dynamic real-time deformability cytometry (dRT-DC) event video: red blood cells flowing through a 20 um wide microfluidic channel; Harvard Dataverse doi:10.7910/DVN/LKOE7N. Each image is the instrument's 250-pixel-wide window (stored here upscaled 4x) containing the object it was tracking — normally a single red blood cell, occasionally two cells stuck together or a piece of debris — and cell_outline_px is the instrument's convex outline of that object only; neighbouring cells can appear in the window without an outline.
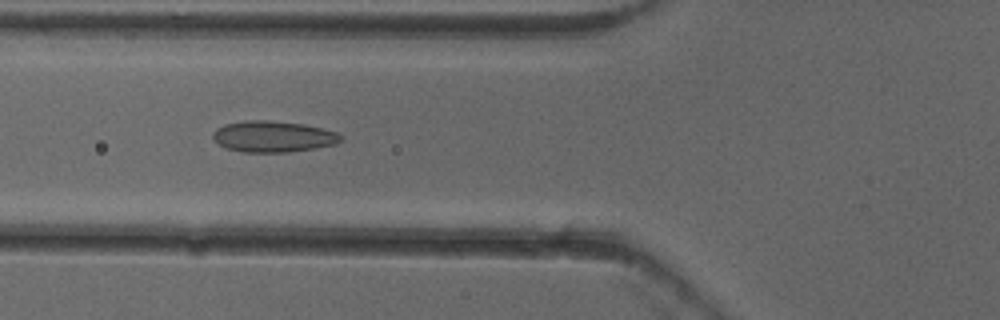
{"species": "common noctule bat (a hibernating species)", "species_latin": "Nyctalus noctula", "temperature_condition": "cold", "stored_images_in_passage": 51, "camera_frame_rate_fps": 3000, "um_per_image_px": 0.085, "animal": {"sex": "female"}, "frame": {"image": 1, "passage_image": 19, "time_ms": 6.0, "image_size_px": [1000, 320], "cell_outline_px": [[344, 140], [336, 144], [316, 148], [288, 152], [244, 152], [224, 148], [212, 136], [212, 132], [216, 128], [224, 124], [244, 120], [268, 120], [304, 124], [324, 128], [336, 132], [344, 136]], "centroid_in_image_um": [23.25, 11.6], "position_along_channel_um": 102.6, "area_um2": 23.52}}
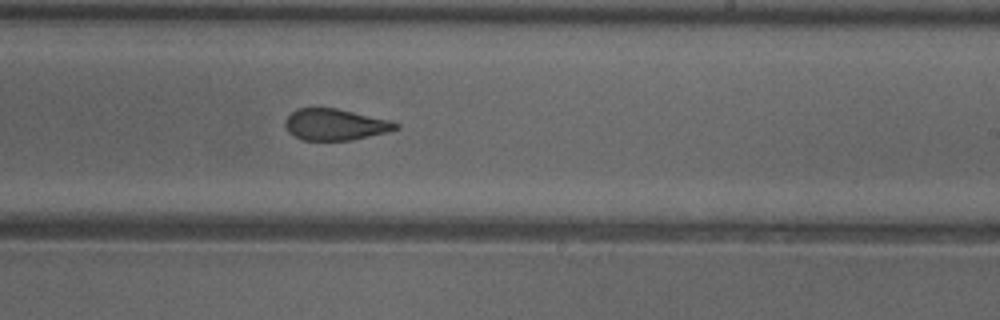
{"frame": {"image": 2, "passage_image": 31, "time_ms": 10.0, "image_size_px": [1000, 320], "cell_outline_px": [[400, 128], [388, 132], [352, 140], [300, 140], [288, 132], [284, 124], [284, 120], [296, 108], [336, 108], [392, 120], [400, 124]], "centroid_in_image_um": [28.51, 10.59], "position_along_channel_um": 260.5, "area_um2": 20.46}}
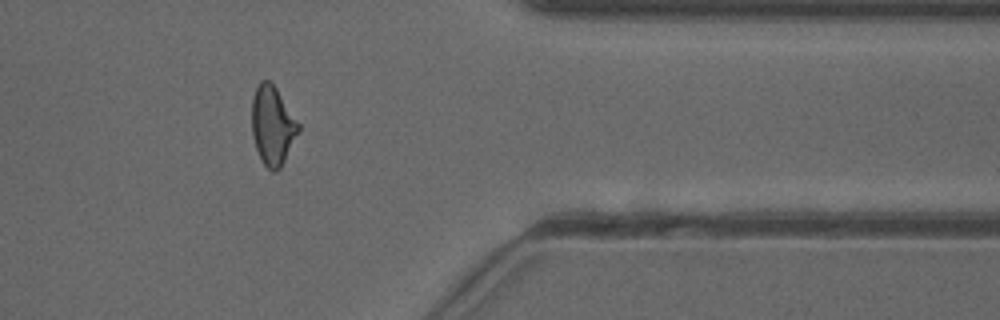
{"frame": {"image": 3, "passage_image": 42, "time_ms": 13.667, "image_size_px": [1000, 320], "cell_outline_px": [[300, 132], [280, 168], [276, 172], [272, 172], [264, 164], [256, 148], [252, 136], [252, 96], [260, 80], [268, 80], [276, 88], [300, 124]], "centroid_in_image_um": [23.17, 10.67], "position_along_channel_um": 388.2, "area_um2": 21.44}, "authors_computed_cell_mechanics": {"area_um2": 21.5016, "velocity_mm_per_s": 3.9379, "shape_relaxation_time_tau1_ms": null, "shape_relaxation_time_tau2_ms": 1.4266, "deformation_change_tau1": null, "deformation_change_tau2": 0.0983}}